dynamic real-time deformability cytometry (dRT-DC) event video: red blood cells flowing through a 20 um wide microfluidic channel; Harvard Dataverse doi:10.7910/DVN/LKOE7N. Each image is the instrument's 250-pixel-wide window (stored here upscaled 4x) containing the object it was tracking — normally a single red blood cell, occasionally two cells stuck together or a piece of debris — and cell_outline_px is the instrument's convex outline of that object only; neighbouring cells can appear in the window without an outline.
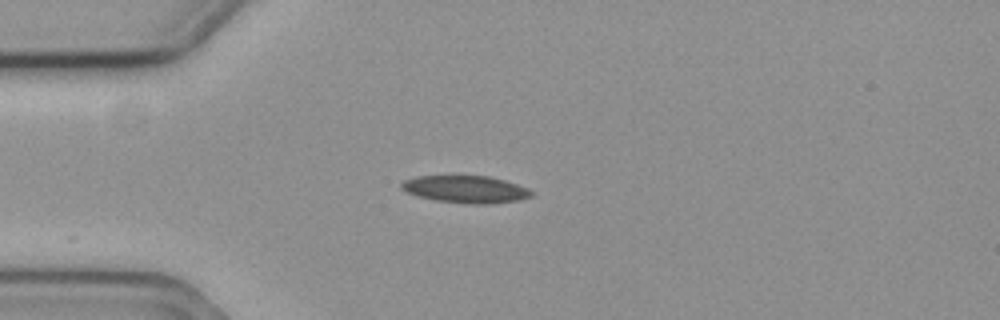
{"species": "common noctule bat (a hibernating species)", "species_latin": "Nyctalus noctula", "temperature_condition": "cold", "stored_images_in_passage": 44, "camera_frame_rate_fps": 3000, "um_per_image_px": 0.085, "animal": {"sex": "female", "body_mass_g": 19.3, "forearm_length_mm": 54.1}, "frame": {"image": 1, "passage_image": 1, "time_ms": 0.0, "image_size_px": [1000, 320], "cell_outline_px": [[536, 192], [532, 196], [516, 200], [492, 204], [468, 204], [436, 200], [420, 196], [408, 192], [400, 188], [400, 184], [404, 180], [416, 176], [456, 172], [488, 176], [504, 180], [528, 188]], "centroid_in_image_um": [39.56, 16.03], "position_along_channel_um": 45.4, "area_um2": 21.62}}
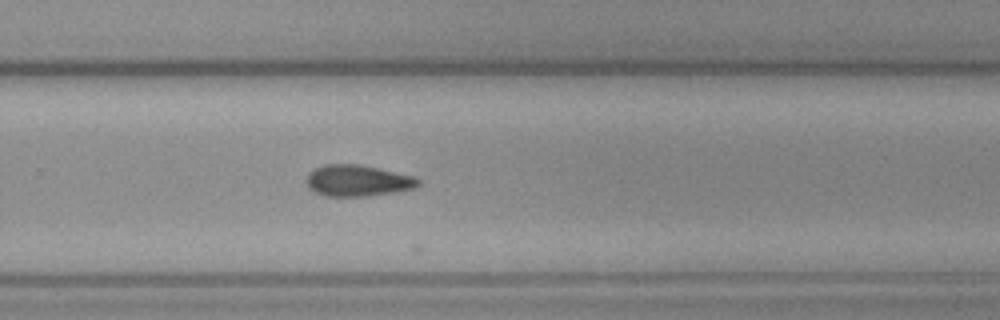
{"frame": {"image": 2, "passage_image": 24, "time_ms": 7.667, "image_size_px": [1000, 320], "cell_outline_px": [[420, 184], [412, 188], [396, 192], [368, 196], [324, 196], [308, 188], [304, 180], [308, 172], [312, 168], [324, 164], [360, 164], [412, 176], [420, 180]], "centroid_in_image_um": [30.32, 15.35], "position_along_channel_um": 299.5, "area_um2": 20.58}}
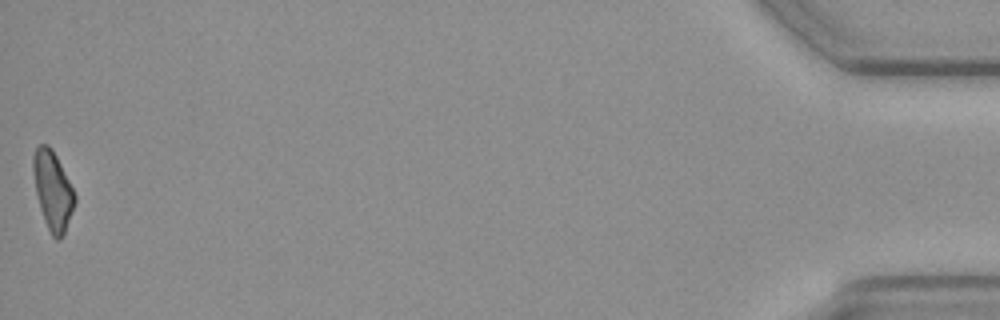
{"frame": {"image": 3, "passage_image": 44, "time_ms": 14.333, "image_size_px": [1000, 320], "cell_outline_px": [[76, 200], [64, 236], [60, 240], [56, 240], [52, 236], [44, 220], [40, 208], [36, 192], [32, 168], [32, 156], [36, 148], [40, 144], [48, 144], [52, 148], [76, 196]], "centroid_in_image_um": [4.47, 16.21], "position_along_channel_um": 430.7, "area_um2": 18.96}, "authors_computed_cell_mechanics": {"area_um2": 19.8254, "velocity_mm_per_s": 3.5561, "shape_relaxation_time_tau1_ms": 5.4249, "shape_relaxation_time_tau2_ms": null, "deformation_change_tau1": 0.1441, "deformation_change_tau2": null}}